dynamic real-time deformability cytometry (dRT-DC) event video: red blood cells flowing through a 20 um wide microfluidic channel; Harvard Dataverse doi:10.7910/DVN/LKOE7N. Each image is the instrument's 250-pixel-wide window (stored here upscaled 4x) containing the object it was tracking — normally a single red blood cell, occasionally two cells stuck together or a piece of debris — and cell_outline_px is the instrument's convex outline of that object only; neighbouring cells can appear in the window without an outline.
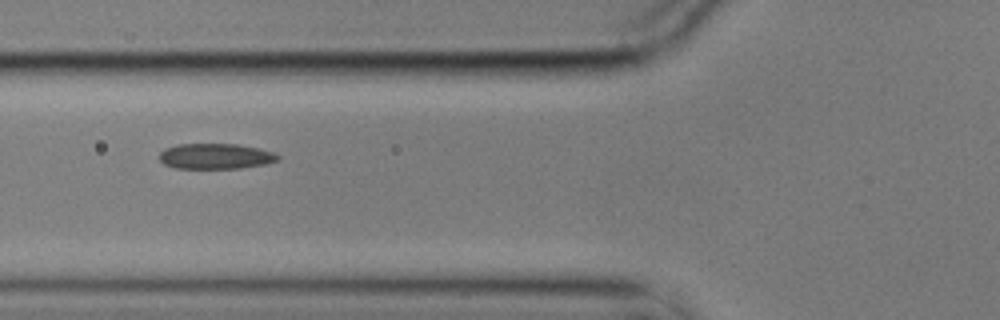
{"species": "common noctule bat (a hibernating species)", "species_latin": "Nyctalus noctula", "temperature_condition": "cold", "stored_images_in_passage": 3, "camera_frame_rate_fps": 3000, "um_per_image_px": 0.085, "animal": {"sex": "male", "body_mass_g": 17.9}, "frame": {"image": 1, "passage_image": 2, "time_ms": 0.333, "image_size_px": [1000, 320], "cell_outline_px": [[280, 160], [264, 164], [240, 168], [176, 168], [164, 164], [160, 160], [160, 152], [164, 148], [180, 144], [236, 144], [260, 148], [272, 152], [280, 156]], "centroid_in_image_um": [18.33, 13.27], "position_along_channel_um": 107.5, "area_um2": 17.57}}